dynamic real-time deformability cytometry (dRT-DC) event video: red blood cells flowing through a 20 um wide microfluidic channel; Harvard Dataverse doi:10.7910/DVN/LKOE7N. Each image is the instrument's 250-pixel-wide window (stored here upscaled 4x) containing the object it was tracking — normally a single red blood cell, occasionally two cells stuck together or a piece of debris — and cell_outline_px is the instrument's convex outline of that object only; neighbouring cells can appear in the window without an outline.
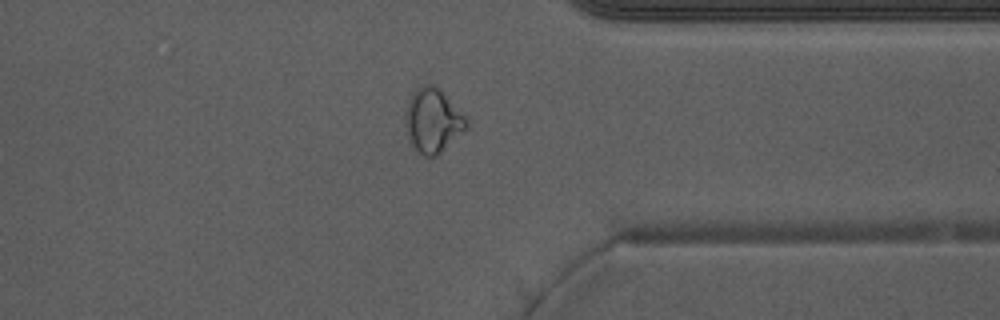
{"species": "Egyptian fruit bat (a non-hibernating species)", "species_latin": "Rousettus aegyptiacus", "temperature_condition": "warm", "stored_images_in_passage": 30, "camera_frame_rate_fps": 3000, "um_per_image_px": 0.085, "animal": {"sex": "male"}, "frame": {"image": 1, "passage_image": 26, "time_ms": 8.333, "image_size_px": [1000, 320], "cell_outline_px": [[468, 128], [464, 132], [436, 156], [424, 156], [412, 144], [408, 136], [404, 116], [412, 92], [420, 84], [436, 84], [468, 116]], "centroid_in_image_um": [36.84, 10.19], "position_along_channel_um": 374.6, "area_um2": 23.18}, "authors_computed_cell_mechanics": {"area_um2": 19.8832, "velocity_mm_per_s": 3.979, "shape_relaxation_time_tau1_ms": null, "shape_relaxation_time_tau2_ms": 1.2349, "deformation_change_tau1": null, "deformation_change_tau2": 0.069}}